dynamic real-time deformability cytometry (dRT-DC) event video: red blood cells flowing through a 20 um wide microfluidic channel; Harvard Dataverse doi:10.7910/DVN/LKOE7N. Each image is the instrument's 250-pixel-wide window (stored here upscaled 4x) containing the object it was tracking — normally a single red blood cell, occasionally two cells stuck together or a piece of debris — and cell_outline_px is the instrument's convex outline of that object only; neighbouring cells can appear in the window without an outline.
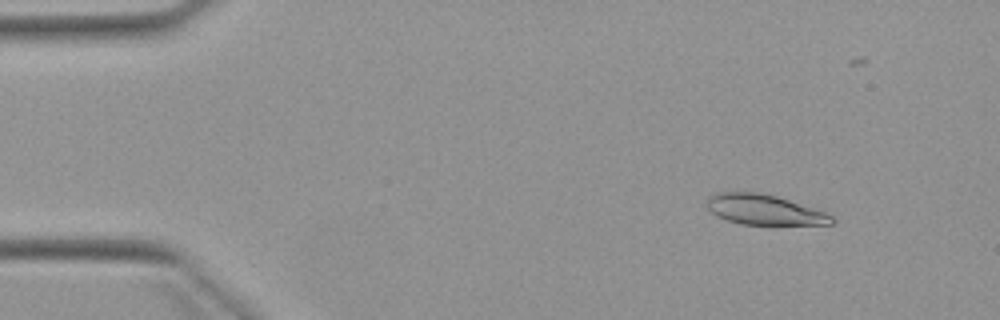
{"species": "Egyptian fruit bat (a non-hibernating species)", "species_latin": "Rousettus aegyptiacus", "temperature_condition": "warm", "stored_images_in_passage": 5, "camera_frame_rate_fps": 3000, "um_per_image_px": 0.085, "animal": {"sex": "female"}, "frame": {"image": 1, "passage_image": 2, "time_ms": 1.333, "image_size_px": [1000, 320], "cell_outline_px": [[836, 220], [832, 224], [740, 224], [716, 216], [704, 204], [716, 192], [760, 192], [776, 196], [824, 212], [832, 216]], "centroid_in_image_um": [64.92, 17.82], "position_along_channel_um": 20.1, "area_um2": 21.62}}
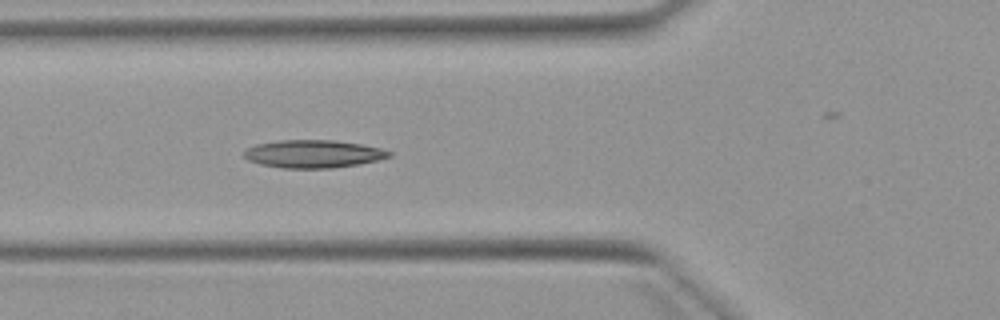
{"frame": {"image": 2, "passage_image": 5, "time_ms": 5.667, "image_size_px": [1000, 320], "cell_outline_px": [[392, 156], [380, 160], [360, 164], [332, 168], [284, 168], [260, 164], [248, 160], [244, 156], [244, 148], [256, 144], [280, 140], [336, 140], [360, 144], [380, 148], [392, 152]], "centroid_in_image_um": [26.64, 13.08], "position_along_channel_um": 99.2, "area_um2": 23.7}}